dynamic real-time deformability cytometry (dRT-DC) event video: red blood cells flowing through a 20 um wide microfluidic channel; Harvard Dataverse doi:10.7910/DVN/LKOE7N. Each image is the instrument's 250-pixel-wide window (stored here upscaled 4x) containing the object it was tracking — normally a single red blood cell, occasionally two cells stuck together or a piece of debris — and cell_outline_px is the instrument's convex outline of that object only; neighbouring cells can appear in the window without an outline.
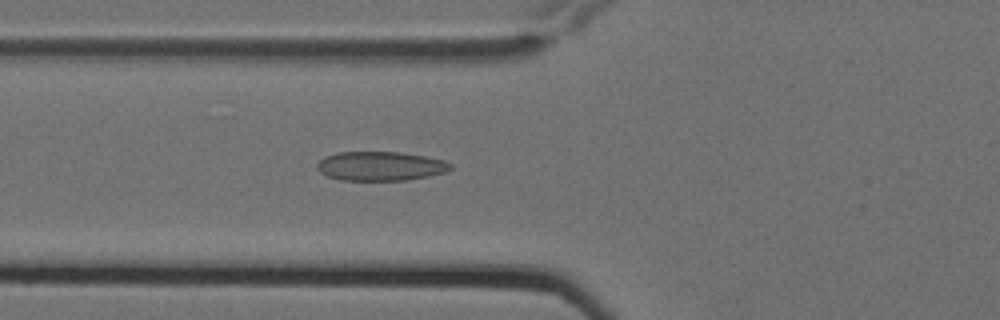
{"species": "Egyptian fruit bat (a non-hibernating species)", "species_latin": "Rousettus aegyptiacus", "temperature_condition": "cold", "stored_images_in_passage": 5, "camera_frame_rate_fps": 3000, "um_per_image_px": 0.085, "animal": {"sex": "female"}, "frame": {"image": 1, "passage_image": 5, "time_ms": 1.333, "image_size_px": [1000, 320], "cell_outline_px": [[452, 168], [448, 172], [408, 180], [340, 180], [328, 176], [320, 172], [316, 168], [316, 164], [324, 156], [336, 152], [400, 152], [424, 156], [444, 160], [452, 164]], "centroid_in_image_um": [32.34, 14.12], "position_along_channel_um": 93.5, "area_um2": 22.83}}